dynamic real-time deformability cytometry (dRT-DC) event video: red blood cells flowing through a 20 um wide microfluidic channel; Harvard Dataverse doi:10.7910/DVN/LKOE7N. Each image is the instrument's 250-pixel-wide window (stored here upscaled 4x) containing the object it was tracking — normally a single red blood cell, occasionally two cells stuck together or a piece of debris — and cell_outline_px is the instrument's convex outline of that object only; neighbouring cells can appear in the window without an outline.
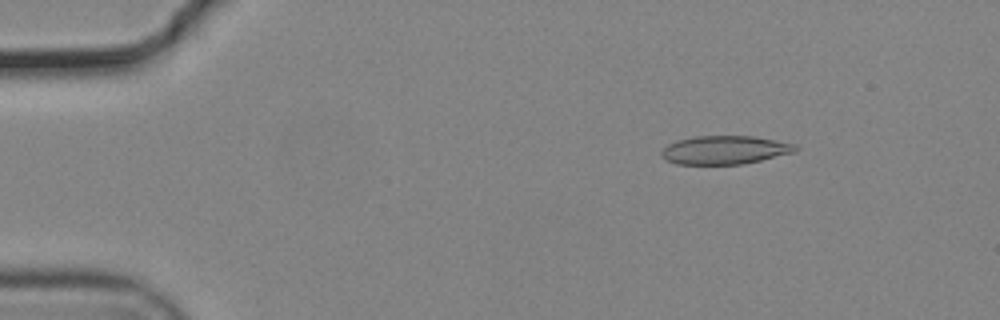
{"species": "common noctule bat (a hibernating species)", "species_latin": "Nyctalus noctula", "temperature_condition": "cold", "stored_images_in_passage": 50, "camera_frame_rate_fps": 3000, "um_per_image_px": 0.085, "animal": {"sex": "male", "body_mass_g": 19.2, "forearm_length_mm": 51.8}, "frame": {"image": 1, "passage_image": 3, "time_ms": 0.667, "image_size_px": [1000, 320], "cell_outline_px": [[800, 148], [796, 152], [760, 160], [740, 164], [676, 164], [660, 156], [660, 152], [668, 144], [676, 140], [696, 136], [752, 136], [796, 144]], "centroid_in_image_um": [61.61, 12.74], "position_along_channel_um": 23.4, "area_um2": 22.2}}
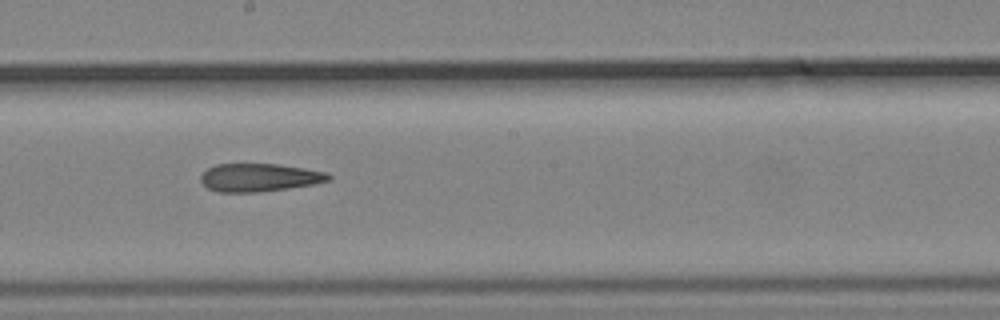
{"frame": {"image": 2, "passage_image": 26, "time_ms": 8.333, "image_size_px": [1000, 320], "cell_outline_px": [[332, 180], [312, 184], [288, 188], [256, 192], [216, 192], [208, 188], [200, 180], [200, 176], [208, 168], [216, 164], [276, 164], [304, 168], [328, 172], [332, 176]], "centroid_in_image_um": [22.05, 15.08], "position_along_channel_um": 226.1, "area_um2": 20.87}}
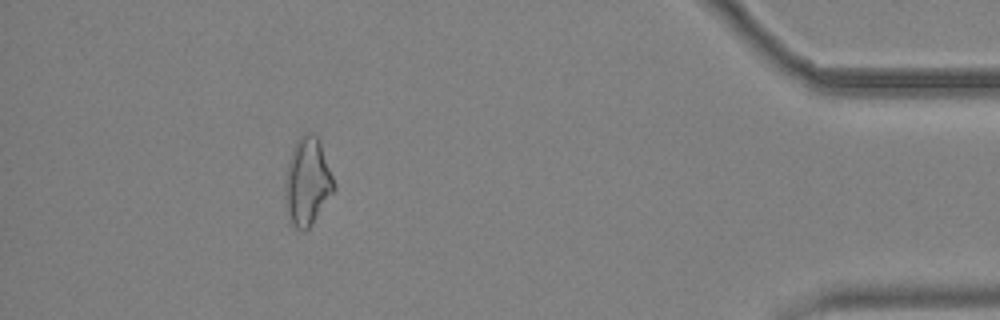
{"frame": {"image": 3, "passage_image": 45, "time_ms": 14.667, "image_size_px": [1000, 320], "cell_outline_px": [[336, 188], [312, 224], [304, 232], [288, 224], [284, 204], [284, 180], [288, 160], [292, 148], [296, 140], [304, 132], [308, 132], [316, 136], [320, 140], [336, 184]], "centroid_in_image_um": [26.09, 15.47], "position_along_channel_um": 409.1, "area_um2": 25.78}, "authors_computed_cell_mechanics": {"area_um2": 22.542, "velocity_mm_per_s": 3.7225, "shape_relaxation_time_tau1_ms": null, "shape_relaxation_time_tau2_ms": 4.1402, "deformation_change_tau1": null, "deformation_change_tau2": 0.1563}}